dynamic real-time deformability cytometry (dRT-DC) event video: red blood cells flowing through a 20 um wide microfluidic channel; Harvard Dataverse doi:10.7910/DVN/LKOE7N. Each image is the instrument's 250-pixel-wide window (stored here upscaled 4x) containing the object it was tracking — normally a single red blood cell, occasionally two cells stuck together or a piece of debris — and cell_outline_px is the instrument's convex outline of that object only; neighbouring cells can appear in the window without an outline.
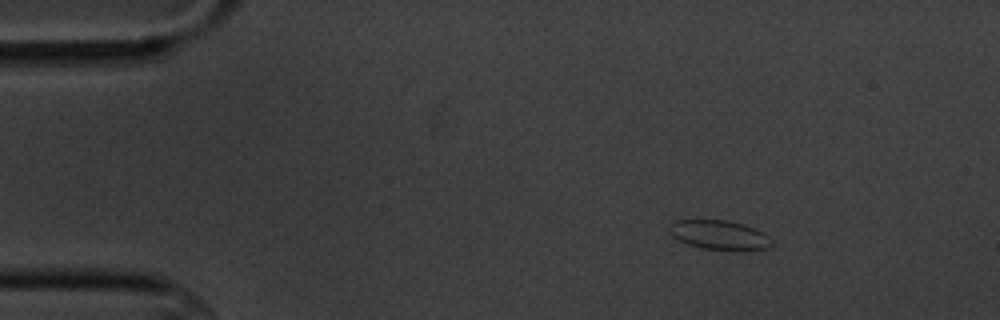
{"species": "common noctule bat (a hibernating species)", "species_latin": "Nyctalus noctula", "temperature_condition": "cold", "stored_images_in_passage": 3, "camera_frame_rate_fps": 3000, "um_per_image_px": 0.085, "animal": {"sex": "male", "body_mass_g": 20.1, "forearm_length_mm": 53.5}, "frame": {"image": 1, "passage_image": 1, "time_ms": 0.0, "image_size_px": [1000, 320], "cell_outline_px": [[772, 244], [768, 248], [740, 252], [700, 248], [688, 244], [672, 236], [668, 232], [668, 228], [676, 220], [728, 220], [744, 224], [756, 228], [764, 232], [772, 240]], "centroid_in_image_um": [61.2, 19.99], "position_along_channel_um": 23.8, "area_um2": 17.98}}